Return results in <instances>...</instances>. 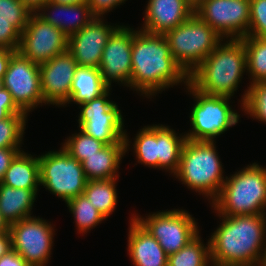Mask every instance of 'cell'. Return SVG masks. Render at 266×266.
I'll list each match as a JSON object with an SVG mask.
<instances>
[{
    "label": "cell",
    "instance_id": "1",
    "mask_svg": "<svg viewBox=\"0 0 266 266\" xmlns=\"http://www.w3.org/2000/svg\"><path fill=\"white\" fill-rule=\"evenodd\" d=\"M131 61L129 87L144 97H154L180 83L189 84V75L171 55L164 34L136 30L133 35Z\"/></svg>",
    "mask_w": 266,
    "mask_h": 266
},
{
    "label": "cell",
    "instance_id": "2",
    "mask_svg": "<svg viewBox=\"0 0 266 266\" xmlns=\"http://www.w3.org/2000/svg\"><path fill=\"white\" fill-rule=\"evenodd\" d=\"M209 238L212 266H262L266 253V214L217 215Z\"/></svg>",
    "mask_w": 266,
    "mask_h": 266
},
{
    "label": "cell",
    "instance_id": "3",
    "mask_svg": "<svg viewBox=\"0 0 266 266\" xmlns=\"http://www.w3.org/2000/svg\"><path fill=\"white\" fill-rule=\"evenodd\" d=\"M224 42L189 75V83L206 95L231 98L247 73L246 51L241 39Z\"/></svg>",
    "mask_w": 266,
    "mask_h": 266
},
{
    "label": "cell",
    "instance_id": "4",
    "mask_svg": "<svg viewBox=\"0 0 266 266\" xmlns=\"http://www.w3.org/2000/svg\"><path fill=\"white\" fill-rule=\"evenodd\" d=\"M211 203L216 215L266 214V167L255 162L226 176Z\"/></svg>",
    "mask_w": 266,
    "mask_h": 266
},
{
    "label": "cell",
    "instance_id": "5",
    "mask_svg": "<svg viewBox=\"0 0 266 266\" xmlns=\"http://www.w3.org/2000/svg\"><path fill=\"white\" fill-rule=\"evenodd\" d=\"M215 143L187 139L181 151L178 170L173 175L189 189L209 197L211 202L226 180Z\"/></svg>",
    "mask_w": 266,
    "mask_h": 266
},
{
    "label": "cell",
    "instance_id": "6",
    "mask_svg": "<svg viewBox=\"0 0 266 266\" xmlns=\"http://www.w3.org/2000/svg\"><path fill=\"white\" fill-rule=\"evenodd\" d=\"M164 36L171 55L188 75L224 41V38L195 13Z\"/></svg>",
    "mask_w": 266,
    "mask_h": 266
},
{
    "label": "cell",
    "instance_id": "7",
    "mask_svg": "<svg viewBox=\"0 0 266 266\" xmlns=\"http://www.w3.org/2000/svg\"><path fill=\"white\" fill-rule=\"evenodd\" d=\"M188 94L196 101L190 114L192 128L185 134L193 141H215L239 122L240 115L230 105V97L210 96L199 92L190 83L186 85Z\"/></svg>",
    "mask_w": 266,
    "mask_h": 266
},
{
    "label": "cell",
    "instance_id": "8",
    "mask_svg": "<svg viewBox=\"0 0 266 266\" xmlns=\"http://www.w3.org/2000/svg\"><path fill=\"white\" fill-rule=\"evenodd\" d=\"M40 185L65 203L83 194L87 184L82 164L62 146L38 156Z\"/></svg>",
    "mask_w": 266,
    "mask_h": 266
},
{
    "label": "cell",
    "instance_id": "9",
    "mask_svg": "<svg viewBox=\"0 0 266 266\" xmlns=\"http://www.w3.org/2000/svg\"><path fill=\"white\" fill-rule=\"evenodd\" d=\"M109 88L101 96L79 104V129L106 145L126 144L124 118L117 103L109 100Z\"/></svg>",
    "mask_w": 266,
    "mask_h": 266
},
{
    "label": "cell",
    "instance_id": "10",
    "mask_svg": "<svg viewBox=\"0 0 266 266\" xmlns=\"http://www.w3.org/2000/svg\"><path fill=\"white\" fill-rule=\"evenodd\" d=\"M133 215L168 256L178 252L199 234L196 220L184 209L162 210L147 214L145 218Z\"/></svg>",
    "mask_w": 266,
    "mask_h": 266
},
{
    "label": "cell",
    "instance_id": "11",
    "mask_svg": "<svg viewBox=\"0 0 266 266\" xmlns=\"http://www.w3.org/2000/svg\"><path fill=\"white\" fill-rule=\"evenodd\" d=\"M51 222L30 217L10 224L11 249L30 266H46L50 259L55 229Z\"/></svg>",
    "mask_w": 266,
    "mask_h": 266
},
{
    "label": "cell",
    "instance_id": "12",
    "mask_svg": "<svg viewBox=\"0 0 266 266\" xmlns=\"http://www.w3.org/2000/svg\"><path fill=\"white\" fill-rule=\"evenodd\" d=\"M250 0H202L194 9L224 39L248 36Z\"/></svg>",
    "mask_w": 266,
    "mask_h": 266
},
{
    "label": "cell",
    "instance_id": "13",
    "mask_svg": "<svg viewBox=\"0 0 266 266\" xmlns=\"http://www.w3.org/2000/svg\"><path fill=\"white\" fill-rule=\"evenodd\" d=\"M2 81L3 88L10 92L15 104L27 115L39 105L46 104L41 91L39 64L18 51L11 56Z\"/></svg>",
    "mask_w": 266,
    "mask_h": 266
},
{
    "label": "cell",
    "instance_id": "14",
    "mask_svg": "<svg viewBox=\"0 0 266 266\" xmlns=\"http://www.w3.org/2000/svg\"><path fill=\"white\" fill-rule=\"evenodd\" d=\"M67 45L68 37L61 30L32 13L21 34L18 52L40 65L66 52Z\"/></svg>",
    "mask_w": 266,
    "mask_h": 266
},
{
    "label": "cell",
    "instance_id": "15",
    "mask_svg": "<svg viewBox=\"0 0 266 266\" xmlns=\"http://www.w3.org/2000/svg\"><path fill=\"white\" fill-rule=\"evenodd\" d=\"M130 26L120 25L104 47L99 70L103 81L111 88L112 81L129 87L132 72V42L136 33Z\"/></svg>",
    "mask_w": 266,
    "mask_h": 266
},
{
    "label": "cell",
    "instance_id": "16",
    "mask_svg": "<svg viewBox=\"0 0 266 266\" xmlns=\"http://www.w3.org/2000/svg\"><path fill=\"white\" fill-rule=\"evenodd\" d=\"M104 17H95L80 31L68 37L67 51L80 67L99 68L104 47L120 25L107 24Z\"/></svg>",
    "mask_w": 266,
    "mask_h": 266
},
{
    "label": "cell",
    "instance_id": "17",
    "mask_svg": "<svg viewBox=\"0 0 266 266\" xmlns=\"http://www.w3.org/2000/svg\"><path fill=\"white\" fill-rule=\"evenodd\" d=\"M77 67L68 51L39 65L41 91L46 105L61 107L68 101Z\"/></svg>",
    "mask_w": 266,
    "mask_h": 266
},
{
    "label": "cell",
    "instance_id": "18",
    "mask_svg": "<svg viewBox=\"0 0 266 266\" xmlns=\"http://www.w3.org/2000/svg\"><path fill=\"white\" fill-rule=\"evenodd\" d=\"M141 30L165 34L187 21L194 8L186 0H148Z\"/></svg>",
    "mask_w": 266,
    "mask_h": 266
},
{
    "label": "cell",
    "instance_id": "19",
    "mask_svg": "<svg viewBox=\"0 0 266 266\" xmlns=\"http://www.w3.org/2000/svg\"><path fill=\"white\" fill-rule=\"evenodd\" d=\"M128 233V255L134 266H167L168 255L159 242L133 217Z\"/></svg>",
    "mask_w": 266,
    "mask_h": 266
},
{
    "label": "cell",
    "instance_id": "20",
    "mask_svg": "<svg viewBox=\"0 0 266 266\" xmlns=\"http://www.w3.org/2000/svg\"><path fill=\"white\" fill-rule=\"evenodd\" d=\"M36 14L45 22L57 27L67 37L80 31L95 18L87 3L64 5L49 1L44 4ZM62 15L66 17L64 16L65 18L63 17L62 19ZM67 15L73 16V18H67Z\"/></svg>",
    "mask_w": 266,
    "mask_h": 266
},
{
    "label": "cell",
    "instance_id": "21",
    "mask_svg": "<svg viewBox=\"0 0 266 266\" xmlns=\"http://www.w3.org/2000/svg\"><path fill=\"white\" fill-rule=\"evenodd\" d=\"M125 130L126 144H112L106 145L96 154L89 156L81 162L87 180H100L118 178V169L120 167L121 159L130 149V142L128 134Z\"/></svg>",
    "mask_w": 266,
    "mask_h": 266
},
{
    "label": "cell",
    "instance_id": "22",
    "mask_svg": "<svg viewBox=\"0 0 266 266\" xmlns=\"http://www.w3.org/2000/svg\"><path fill=\"white\" fill-rule=\"evenodd\" d=\"M38 189H16L0 183V211L9 224L31 216Z\"/></svg>",
    "mask_w": 266,
    "mask_h": 266
},
{
    "label": "cell",
    "instance_id": "23",
    "mask_svg": "<svg viewBox=\"0 0 266 266\" xmlns=\"http://www.w3.org/2000/svg\"><path fill=\"white\" fill-rule=\"evenodd\" d=\"M1 183L16 189H38L40 185L38 157H33L25 151L19 152L11 161Z\"/></svg>",
    "mask_w": 266,
    "mask_h": 266
},
{
    "label": "cell",
    "instance_id": "24",
    "mask_svg": "<svg viewBox=\"0 0 266 266\" xmlns=\"http://www.w3.org/2000/svg\"><path fill=\"white\" fill-rule=\"evenodd\" d=\"M109 88L103 81L99 68L78 66L74 72L70 97L63 107L71 102L77 105L87 103L104 94Z\"/></svg>",
    "mask_w": 266,
    "mask_h": 266
},
{
    "label": "cell",
    "instance_id": "25",
    "mask_svg": "<svg viewBox=\"0 0 266 266\" xmlns=\"http://www.w3.org/2000/svg\"><path fill=\"white\" fill-rule=\"evenodd\" d=\"M186 140L185 134L178 136L174 129L159 124V170L164 169L173 175L177 172L181 151Z\"/></svg>",
    "mask_w": 266,
    "mask_h": 266
},
{
    "label": "cell",
    "instance_id": "26",
    "mask_svg": "<svg viewBox=\"0 0 266 266\" xmlns=\"http://www.w3.org/2000/svg\"><path fill=\"white\" fill-rule=\"evenodd\" d=\"M119 178L88 180L83 194L90 203L105 217L114 212L117 203L116 180Z\"/></svg>",
    "mask_w": 266,
    "mask_h": 266
},
{
    "label": "cell",
    "instance_id": "27",
    "mask_svg": "<svg viewBox=\"0 0 266 266\" xmlns=\"http://www.w3.org/2000/svg\"><path fill=\"white\" fill-rule=\"evenodd\" d=\"M132 146L137 163L158 169L159 124L147 125L140 129Z\"/></svg>",
    "mask_w": 266,
    "mask_h": 266
},
{
    "label": "cell",
    "instance_id": "28",
    "mask_svg": "<svg viewBox=\"0 0 266 266\" xmlns=\"http://www.w3.org/2000/svg\"><path fill=\"white\" fill-rule=\"evenodd\" d=\"M206 245L198 234L185 247L168 256L167 266H212L209 240Z\"/></svg>",
    "mask_w": 266,
    "mask_h": 266
},
{
    "label": "cell",
    "instance_id": "29",
    "mask_svg": "<svg viewBox=\"0 0 266 266\" xmlns=\"http://www.w3.org/2000/svg\"><path fill=\"white\" fill-rule=\"evenodd\" d=\"M246 51L247 72L250 84L266 82V38L246 36L241 38Z\"/></svg>",
    "mask_w": 266,
    "mask_h": 266
},
{
    "label": "cell",
    "instance_id": "30",
    "mask_svg": "<svg viewBox=\"0 0 266 266\" xmlns=\"http://www.w3.org/2000/svg\"><path fill=\"white\" fill-rule=\"evenodd\" d=\"M66 205L74 216L78 232L87 233L93 227L106 220V218L90 203L84 194L78 195L66 202Z\"/></svg>",
    "mask_w": 266,
    "mask_h": 266
},
{
    "label": "cell",
    "instance_id": "31",
    "mask_svg": "<svg viewBox=\"0 0 266 266\" xmlns=\"http://www.w3.org/2000/svg\"><path fill=\"white\" fill-rule=\"evenodd\" d=\"M240 102L244 114L266 124V82L250 84Z\"/></svg>",
    "mask_w": 266,
    "mask_h": 266
},
{
    "label": "cell",
    "instance_id": "32",
    "mask_svg": "<svg viewBox=\"0 0 266 266\" xmlns=\"http://www.w3.org/2000/svg\"><path fill=\"white\" fill-rule=\"evenodd\" d=\"M79 131L69 136V138L67 137L62 147L81 163L84 159L103 149L106 144L96 140L92 136L86 135L80 129Z\"/></svg>",
    "mask_w": 266,
    "mask_h": 266
},
{
    "label": "cell",
    "instance_id": "33",
    "mask_svg": "<svg viewBox=\"0 0 266 266\" xmlns=\"http://www.w3.org/2000/svg\"><path fill=\"white\" fill-rule=\"evenodd\" d=\"M27 114H14L0 121V148H20Z\"/></svg>",
    "mask_w": 266,
    "mask_h": 266
},
{
    "label": "cell",
    "instance_id": "34",
    "mask_svg": "<svg viewBox=\"0 0 266 266\" xmlns=\"http://www.w3.org/2000/svg\"><path fill=\"white\" fill-rule=\"evenodd\" d=\"M29 18L0 17V49L18 51L21 34Z\"/></svg>",
    "mask_w": 266,
    "mask_h": 266
},
{
    "label": "cell",
    "instance_id": "35",
    "mask_svg": "<svg viewBox=\"0 0 266 266\" xmlns=\"http://www.w3.org/2000/svg\"><path fill=\"white\" fill-rule=\"evenodd\" d=\"M248 36L266 38V0H250Z\"/></svg>",
    "mask_w": 266,
    "mask_h": 266
},
{
    "label": "cell",
    "instance_id": "36",
    "mask_svg": "<svg viewBox=\"0 0 266 266\" xmlns=\"http://www.w3.org/2000/svg\"><path fill=\"white\" fill-rule=\"evenodd\" d=\"M32 13L20 0H0L2 18H29Z\"/></svg>",
    "mask_w": 266,
    "mask_h": 266
},
{
    "label": "cell",
    "instance_id": "37",
    "mask_svg": "<svg viewBox=\"0 0 266 266\" xmlns=\"http://www.w3.org/2000/svg\"><path fill=\"white\" fill-rule=\"evenodd\" d=\"M14 114H26L24 113L14 102L10 92L2 88L0 90V121L7 119Z\"/></svg>",
    "mask_w": 266,
    "mask_h": 266
},
{
    "label": "cell",
    "instance_id": "38",
    "mask_svg": "<svg viewBox=\"0 0 266 266\" xmlns=\"http://www.w3.org/2000/svg\"><path fill=\"white\" fill-rule=\"evenodd\" d=\"M127 0H88L87 4L95 17L103 18V15L112 11Z\"/></svg>",
    "mask_w": 266,
    "mask_h": 266
},
{
    "label": "cell",
    "instance_id": "39",
    "mask_svg": "<svg viewBox=\"0 0 266 266\" xmlns=\"http://www.w3.org/2000/svg\"><path fill=\"white\" fill-rule=\"evenodd\" d=\"M22 148H0V183L2 182L11 161L23 151Z\"/></svg>",
    "mask_w": 266,
    "mask_h": 266
},
{
    "label": "cell",
    "instance_id": "40",
    "mask_svg": "<svg viewBox=\"0 0 266 266\" xmlns=\"http://www.w3.org/2000/svg\"><path fill=\"white\" fill-rule=\"evenodd\" d=\"M0 266H30L26 260L11 249L0 258Z\"/></svg>",
    "mask_w": 266,
    "mask_h": 266
},
{
    "label": "cell",
    "instance_id": "41",
    "mask_svg": "<svg viewBox=\"0 0 266 266\" xmlns=\"http://www.w3.org/2000/svg\"><path fill=\"white\" fill-rule=\"evenodd\" d=\"M15 52V50L0 49V80L3 79L8 69L10 58Z\"/></svg>",
    "mask_w": 266,
    "mask_h": 266
},
{
    "label": "cell",
    "instance_id": "42",
    "mask_svg": "<svg viewBox=\"0 0 266 266\" xmlns=\"http://www.w3.org/2000/svg\"><path fill=\"white\" fill-rule=\"evenodd\" d=\"M11 250V236L9 233H0V258Z\"/></svg>",
    "mask_w": 266,
    "mask_h": 266
},
{
    "label": "cell",
    "instance_id": "43",
    "mask_svg": "<svg viewBox=\"0 0 266 266\" xmlns=\"http://www.w3.org/2000/svg\"><path fill=\"white\" fill-rule=\"evenodd\" d=\"M49 1L50 0H20V2L33 13H36L44 4L48 3Z\"/></svg>",
    "mask_w": 266,
    "mask_h": 266
},
{
    "label": "cell",
    "instance_id": "44",
    "mask_svg": "<svg viewBox=\"0 0 266 266\" xmlns=\"http://www.w3.org/2000/svg\"><path fill=\"white\" fill-rule=\"evenodd\" d=\"M9 230H10V224L3 217L0 211V233H9Z\"/></svg>",
    "mask_w": 266,
    "mask_h": 266
},
{
    "label": "cell",
    "instance_id": "45",
    "mask_svg": "<svg viewBox=\"0 0 266 266\" xmlns=\"http://www.w3.org/2000/svg\"><path fill=\"white\" fill-rule=\"evenodd\" d=\"M88 0H50V2L57 4H75V3H87Z\"/></svg>",
    "mask_w": 266,
    "mask_h": 266
},
{
    "label": "cell",
    "instance_id": "46",
    "mask_svg": "<svg viewBox=\"0 0 266 266\" xmlns=\"http://www.w3.org/2000/svg\"><path fill=\"white\" fill-rule=\"evenodd\" d=\"M194 9L202 2V0H186Z\"/></svg>",
    "mask_w": 266,
    "mask_h": 266
},
{
    "label": "cell",
    "instance_id": "47",
    "mask_svg": "<svg viewBox=\"0 0 266 266\" xmlns=\"http://www.w3.org/2000/svg\"><path fill=\"white\" fill-rule=\"evenodd\" d=\"M262 266H266V253H265V257H264V261H263V265Z\"/></svg>",
    "mask_w": 266,
    "mask_h": 266
},
{
    "label": "cell",
    "instance_id": "48",
    "mask_svg": "<svg viewBox=\"0 0 266 266\" xmlns=\"http://www.w3.org/2000/svg\"><path fill=\"white\" fill-rule=\"evenodd\" d=\"M3 88V81L0 80V90Z\"/></svg>",
    "mask_w": 266,
    "mask_h": 266
}]
</instances>
